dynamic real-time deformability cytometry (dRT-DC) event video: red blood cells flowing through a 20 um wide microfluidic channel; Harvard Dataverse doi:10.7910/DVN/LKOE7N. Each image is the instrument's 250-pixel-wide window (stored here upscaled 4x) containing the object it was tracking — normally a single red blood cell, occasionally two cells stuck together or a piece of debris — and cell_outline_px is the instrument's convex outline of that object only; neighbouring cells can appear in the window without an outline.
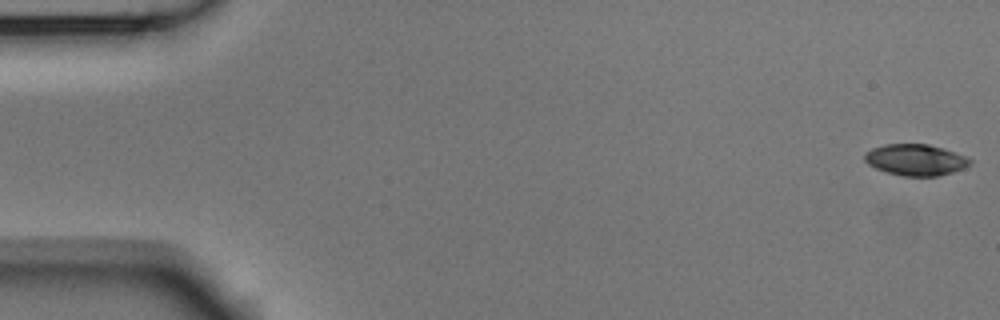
{"species": "Egyptian fruit bat (a non-hibernating species)", "species_latin": "Rousettus aegyptiacus", "temperature_condition": "room temperature", "stored_images_in_passage": 9, "camera_frame_rate_fps": 3000, "um_per_image_px": 0.085, "animal": {"sex": "male"}, "frame": {"image": 1, "passage_image": 1, "time_ms": 0.0, "image_size_px": [1000, 320], "cell_outline_px": [[972, 164], [964, 168], [952, 172], [936, 176], [904, 176], [888, 172], [876, 168], [868, 164], [864, 160], [864, 152], [872, 148], [884, 144], [928, 144], [944, 148], [964, 156], [972, 160]], "centroid_in_image_um": [77.82, 13.58], "position_along_channel_um": 7.2, "area_um2": 19.19}}